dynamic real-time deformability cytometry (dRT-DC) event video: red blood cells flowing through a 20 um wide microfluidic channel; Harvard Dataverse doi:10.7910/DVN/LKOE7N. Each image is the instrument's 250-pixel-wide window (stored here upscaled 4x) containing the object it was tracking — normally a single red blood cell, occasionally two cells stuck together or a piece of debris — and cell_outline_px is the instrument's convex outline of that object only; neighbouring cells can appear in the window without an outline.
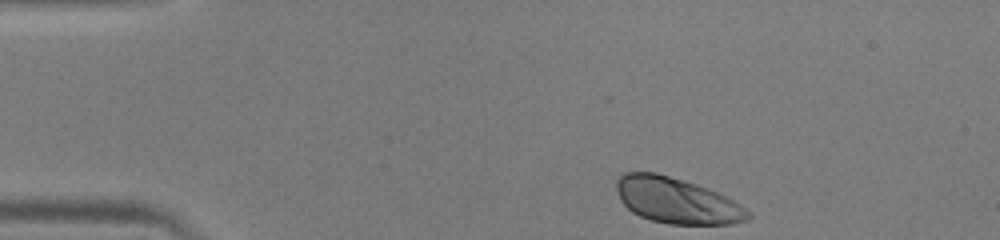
{"species": "human", "species_latin": "Homo sapiens", "temperature_condition": "warm", "stored_images_in_passage": 44, "camera_frame_rate_fps": 3000, "um_per_image_px": 0.085, "donor": {"sex": "male"}, "frame": {"image": 1, "passage_image": 1, "time_ms": 0.0, "image_size_px": [1000, 240], "cell_outline_px": [[752, 216], [748, 220], [732, 224], [668, 224], [652, 220], [640, 216], [632, 212], [620, 200], [616, 188], [616, 180], [624, 172], [656, 172], [684, 180], [708, 188], [740, 204], [752, 212]], "centroid_in_image_um": [57.53, 17.05], "position_along_channel_um": 27.5, "area_um2": 35.14}}
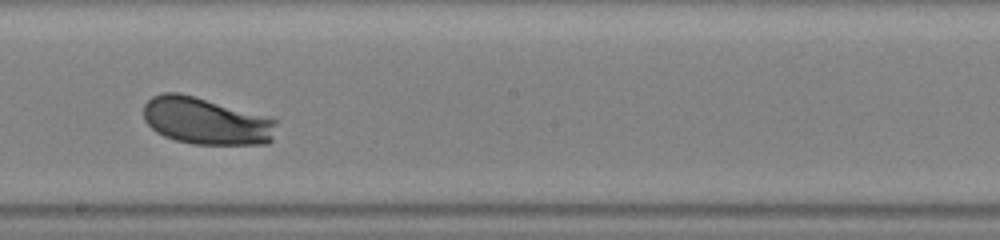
{"frame": {"image": 2, "passage_image": 22, "time_ms": 7.0, "image_size_px": [1000, 240], "cell_outline_px": [[276, 124], [272, 140], [268, 144], [192, 144], [176, 140], [164, 136], [156, 132], [144, 120], [144, 104], [152, 96], [164, 92], [180, 92], [276, 120]], "centroid_in_image_um": [17.46, 10.3], "position_along_channel_um": 230.7, "area_um2": 35.95}}
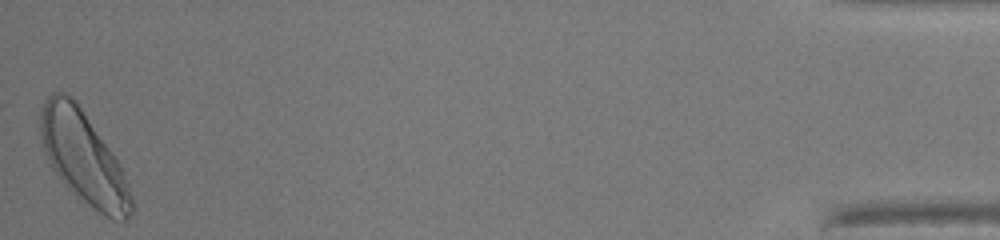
{"frame": {"image": 3, "passage_image": 44, "time_ms": 14.333, "image_size_px": [1000, 240], "cell_outline_px": [[136, 208], [128, 220], [124, 224], [112, 220], [104, 216], [76, 200], [60, 180], [48, 164], [40, 140], [40, 108], [48, 96], [52, 92], [64, 92], [72, 96], [76, 100], [112, 152], [120, 164], [136, 204]], "centroid_in_image_um": [7.11, 13.5], "position_along_channel_um": 428.1, "area_um2": 50.34}, "authors_computed_cell_mechanics": {"area_um2": 36.0672, "velocity_mm_per_s": 3.9506, "shape_relaxation_time_tau1_ms": 1.4236, "shape_relaxation_time_tau2_ms": null, "deformation_change_tau1": 0.1279, "deformation_change_tau2": null}}